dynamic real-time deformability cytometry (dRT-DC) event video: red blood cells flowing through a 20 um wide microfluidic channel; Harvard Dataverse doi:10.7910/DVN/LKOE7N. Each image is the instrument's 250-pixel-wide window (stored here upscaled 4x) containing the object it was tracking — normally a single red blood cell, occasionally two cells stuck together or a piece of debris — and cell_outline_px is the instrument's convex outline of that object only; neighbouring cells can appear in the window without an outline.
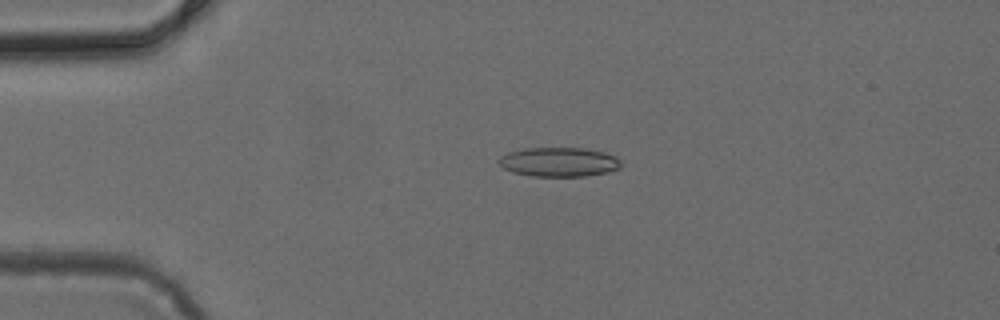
{"species": "common noctule bat (a hibernating species)", "species_latin": "Nyctalus noctula", "temperature_condition": "cold", "stored_images_in_passage": 49, "camera_frame_rate_fps": 3000, "um_per_image_px": 0.085, "animal": {"sex": "female", "body_mass_g": 24.6, "forearm_length_mm": 56.2}, "frame": {"image": 1, "passage_image": 11, "time_ms": 3.333, "image_size_px": [1000, 320], "cell_outline_px": [[624, 164], [620, 168], [608, 172], [588, 176], [532, 176], [512, 172], [504, 168], [496, 160], [500, 156], [508, 152], [524, 148], [584, 148], [604, 152], [616, 156]], "centroid_in_image_um": [47.53, 13.77], "position_along_channel_um": 37.5, "area_um2": 21.1}}
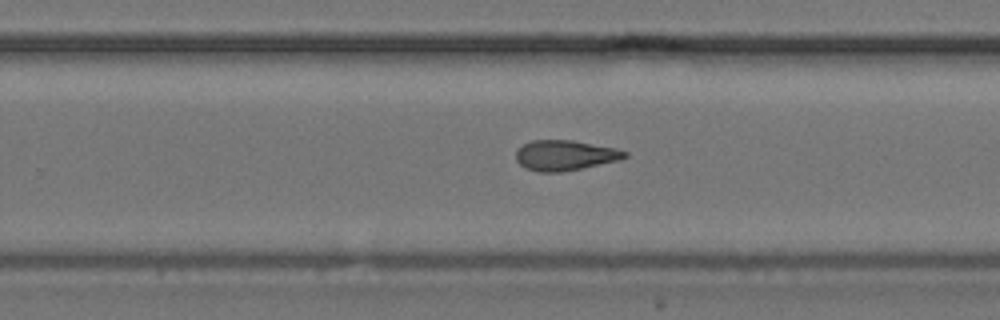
{"frame": {"image": 2, "passage_image": 31, "time_ms": 10.0, "image_size_px": [1000, 320], "cell_outline_px": [[628, 156], [620, 160], [560, 172], [540, 172], [524, 168], [516, 160], [516, 152], [524, 144], [532, 140], [572, 140], [616, 148], [628, 152]], "centroid_in_image_um": [48.03, 13.2], "position_along_channel_um": 281.8, "area_um2": 19.07}}
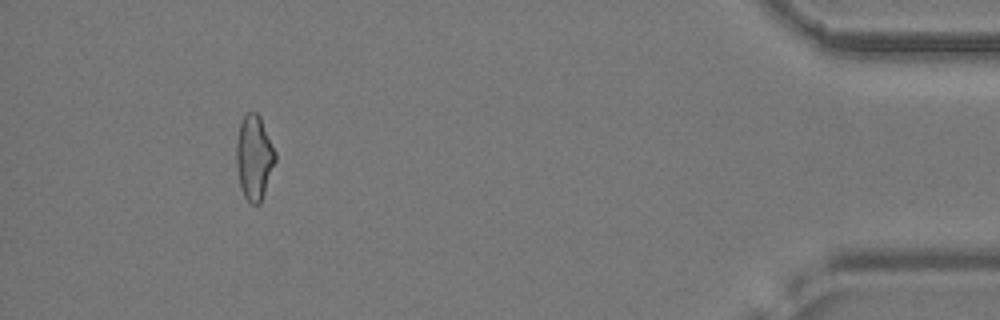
{"frame": {"image": 3, "passage_image": 45, "time_ms": 14.667, "image_size_px": [1000, 320], "cell_outline_px": [[276, 160], [260, 204], [252, 204], [244, 196], [240, 188], [236, 164], [236, 144], [240, 124], [244, 116], [248, 112], [256, 112], [260, 116], [276, 152]], "centroid_in_image_um": [21.6, 13.39], "position_along_channel_um": 413.6, "area_um2": 19.13}}